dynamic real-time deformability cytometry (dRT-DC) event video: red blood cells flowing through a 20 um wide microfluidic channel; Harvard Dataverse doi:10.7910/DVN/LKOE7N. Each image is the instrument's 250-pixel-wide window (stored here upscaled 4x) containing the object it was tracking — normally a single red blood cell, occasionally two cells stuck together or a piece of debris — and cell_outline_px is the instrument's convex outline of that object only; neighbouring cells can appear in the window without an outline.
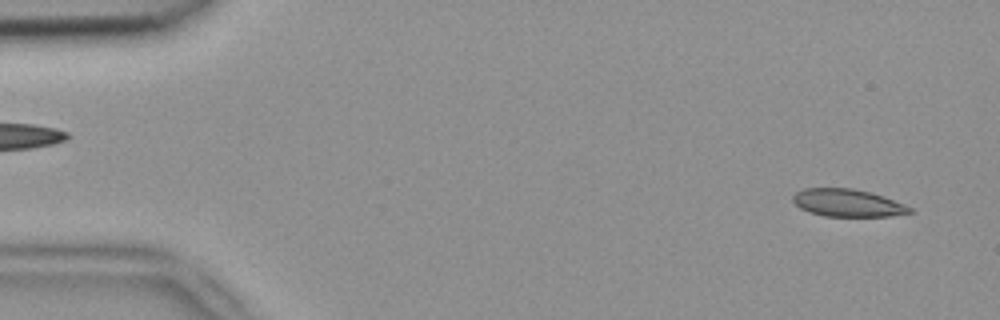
{"species": "common noctule bat (a hibernating species)", "species_latin": "Nyctalus noctula", "temperature_condition": "room temperature", "stored_images_in_passage": 10, "camera_frame_rate_fps": 3000, "um_per_image_px": 0.085, "animal": {"sex": "female", "body_mass_g": 18.4}, "frame": {"image": 1, "passage_image": 2, "time_ms": 0.333, "image_size_px": [1000, 320], "cell_outline_px": [[912, 212], [892, 216], [824, 216], [808, 212], [800, 208], [792, 200], [792, 196], [796, 192], [804, 188], [852, 188], [872, 192], [884, 196], [904, 204], [912, 208]], "centroid_in_image_um": [72.04, 17.24], "position_along_channel_um": 13.0, "area_um2": 18.84}}